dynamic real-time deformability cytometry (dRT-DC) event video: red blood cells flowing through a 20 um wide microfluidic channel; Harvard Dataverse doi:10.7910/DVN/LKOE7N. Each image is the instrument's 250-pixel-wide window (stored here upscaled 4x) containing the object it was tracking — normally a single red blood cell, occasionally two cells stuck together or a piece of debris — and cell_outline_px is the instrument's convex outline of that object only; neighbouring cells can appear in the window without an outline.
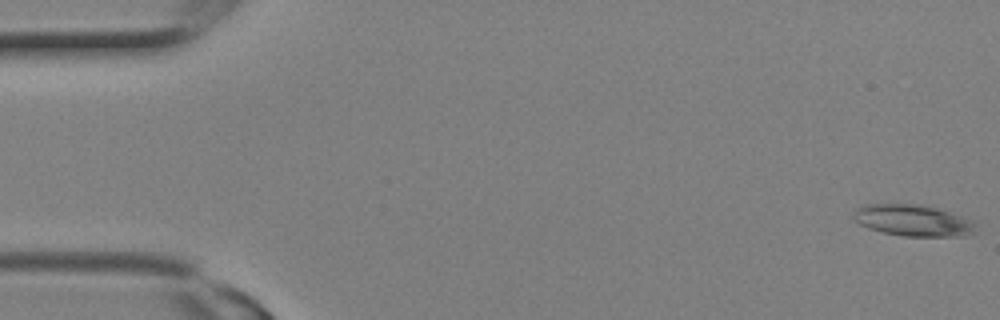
{"species": "Egyptian fruit bat (a non-hibernating species)", "species_latin": "Rousettus aegyptiacus", "temperature_condition": "room temperature", "stored_images_in_passage": 10, "camera_frame_rate_fps": 3000, "um_per_image_px": 0.085, "animal": {"sex": "female"}, "frame": {"image": 1, "passage_image": 1, "time_ms": 0.0, "image_size_px": [1000, 320], "cell_outline_px": [[980, 224], [972, 232], [964, 236], [904, 236], [884, 232], [868, 228], [852, 220], [852, 216], [856, 208], [864, 204], [932, 204], [976, 220]], "centroid_in_image_um": [77.69, 18.7], "position_along_channel_um": 7.3, "area_um2": 23.24}}
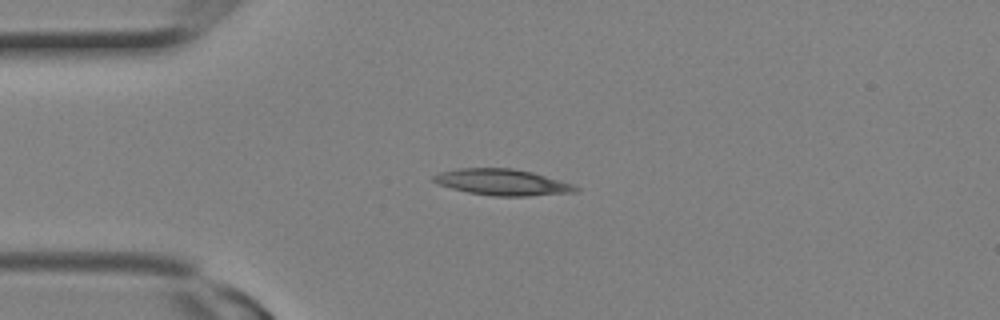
{"frame": {"image": 2, "passage_image": 7, "time_ms": 2.0, "image_size_px": [1000, 320], "cell_outline_px": [[580, 188], [576, 192], [528, 196], [492, 196], [468, 192], [436, 184], [432, 180], [432, 176], [440, 172], [460, 168], [512, 168], [532, 172], [572, 184]], "centroid_in_image_um": [42.67, 15.49], "position_along_channel_um": 42.3, "area_um2": 21.62}}
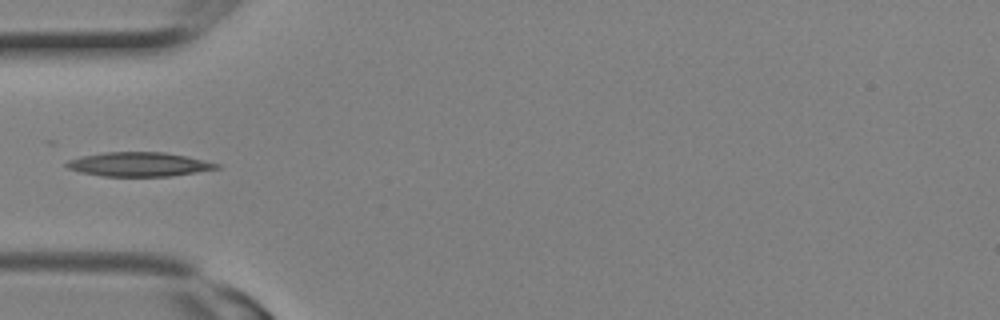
{"frame": {"image": 3, "passage_image": 9, "time_ms": 2.667, "image_size_px": [1000, 320], "cell_outline_px": [[220, 168], [172, 176], [104, 176], [80, 172], [68, 168], [64, 164], [68, 160], [80, 156], [104, 152], [164, 152], [184, 156], [220, 164]], "centroid_in_image_um": [11.77, 13.96], "position_along_channel_um": 73.2, "area_um2": 20.98}}